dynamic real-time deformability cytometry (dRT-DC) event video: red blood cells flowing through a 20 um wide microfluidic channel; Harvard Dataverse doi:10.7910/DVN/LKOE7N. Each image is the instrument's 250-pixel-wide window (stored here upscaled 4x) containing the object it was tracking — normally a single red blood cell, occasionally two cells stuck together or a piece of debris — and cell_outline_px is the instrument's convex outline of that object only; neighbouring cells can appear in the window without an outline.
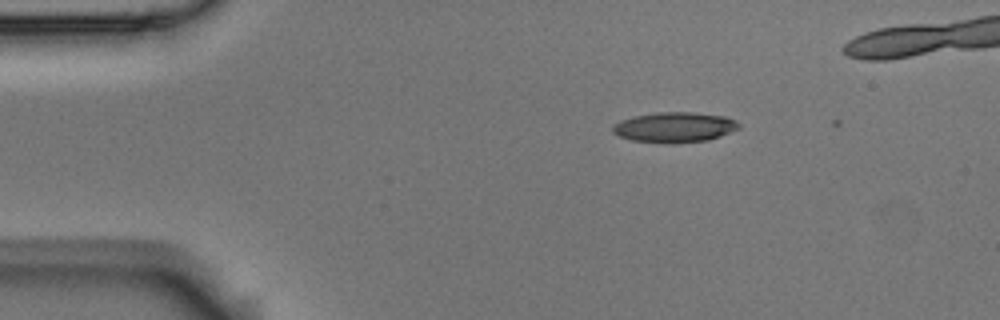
{"species": "Egyptian fruit bat (a non-hibernating species)", "species_latin": "Rousettus aegyptiacus", "temperature_condition": "room temperature", "stored_images_in_passage": 2, "camera_frame_rate_fps": 3000, "um_per_image_px": 0.085, "animal": {"sex": "male"}, "frame": {"image": 1, "passage_image": 1, "time_ms": 0.0, "image_size_px": [1000, 320], "cell_outline_px": [[740, 128], [720, 136], [708, 140], [672, 144], [668, 144], [632, 140], [620, 136], [612, 132], [612, 124], [620, 120], [636, 116], [656, 112], [692, 112], [728, 116], [736, 120], [740, 124]], "centroid_in_image_um": [57.35, 10.82], "position_along_channel_um": 27.6, "area_um2": 22.48}}